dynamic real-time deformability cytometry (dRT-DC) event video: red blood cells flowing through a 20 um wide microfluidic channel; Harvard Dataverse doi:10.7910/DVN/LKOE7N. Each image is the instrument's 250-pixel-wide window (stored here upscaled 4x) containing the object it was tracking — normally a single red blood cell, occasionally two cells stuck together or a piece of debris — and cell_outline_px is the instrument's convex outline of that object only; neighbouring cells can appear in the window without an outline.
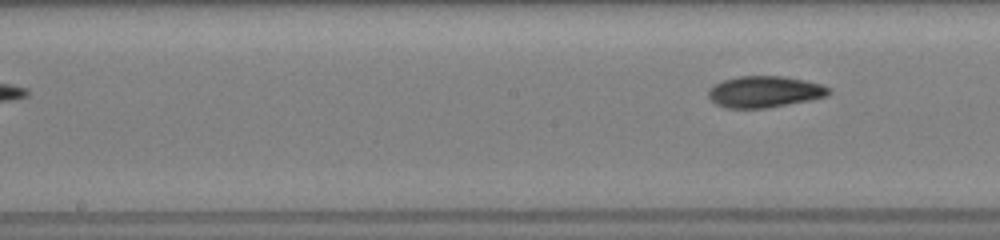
{"species": "common noctule bat (a hibernating species)", "species_latin": "Nyctalus noctula", "temperature_condition": "room temperature", "stored_images_in_passage": 8, "segment_of_instrument_passage": [2, 2], "camera_frame_rate_fps": 3000, "um_per_image_px": 0.085, "animal": {"sex": "female", "body_mass_g": 19.5, "forearm_length_mm": 54.1}, "frame": {"image": 1, "passage_image": 8, "time_ms": 6.667, "image_size_px": [1000, 240], "cell_outline_px": [[832, 92], [828, 96], [808, 100], [764, 108], [728, 108], [716, 104], [708, 96], [708, 88], [712, 84], [736, 76], [784, 76], [804, 80], [820, 84], [832, 88]], "centroid_in_image_um": [64.98, 7.78], "position_along_channel_um": 183.2, "area_um2": 22.08}}